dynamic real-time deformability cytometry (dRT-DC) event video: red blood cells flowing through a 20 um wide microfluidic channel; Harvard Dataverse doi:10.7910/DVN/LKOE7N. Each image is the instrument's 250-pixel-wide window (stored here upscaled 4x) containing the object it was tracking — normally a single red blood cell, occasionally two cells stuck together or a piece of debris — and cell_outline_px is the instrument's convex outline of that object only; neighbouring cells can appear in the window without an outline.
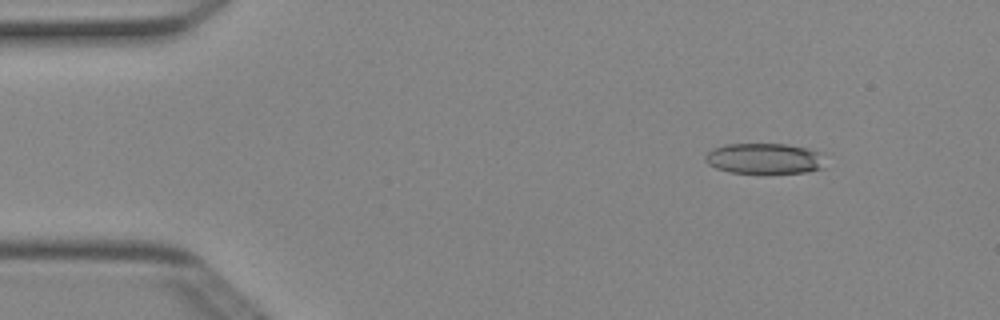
{"species": "Egyptian fruit bat (a non-hibernating species)", "species_latin": "Rousettus aegyptiacus", "temperature_condition": "cold", "stored_images_in_passage": 46, "camera_frame_rate_fps": 3000, "um_per_image_px": 0.085, "animal": {"sex": "female"}, "frame": {"image": 1, "passage_image": 2, "time_ms": 0.333, "image_size_px": [1000, 320], "cell_outline_px": [[824, 168], [804, 172], [728, 172], [716, 168], [708, 164], [704, 160], [704, 156], [712, 148], [724, 144], [784, 144], [808, 148], [824, 152]], "centroid_in_image_um": [64.99, 13.46], "position_along_channel_um": 20.0, "area_um2": 21.5}}
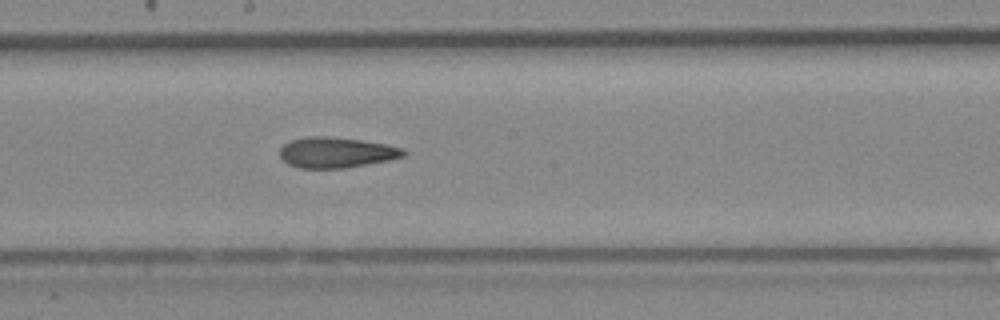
{"frame": {"image": 2, "passage_image": 23, "time_ms": 7.333, "image_size_px": [1000, 320], "cell_outline_px": [[408, 152], [404, 156], [388, 160], [344, 168], [300, 168], [288, 164], [280, 156], [280, 148], [284, 144], [292, 140], [308, 136], [328, 136], [360, 140], [384, 144], [404, 148]], "centroid_in_image_um": [28.58, 12.96], "position_along_channel_um": 219.6, "area_um2": 21.91}}
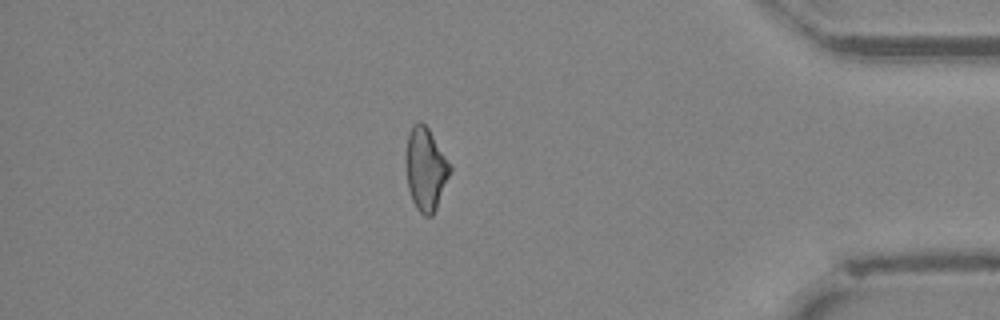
{"frame": {"image": 3, "passage_image": 39, "time_ms": 12.667, "image_size_px": [1000, 320], "cell_outline_px": [[452, 168], [436, 208], [432, 216], [424, 216], [416, 208], [412, 200], [408, 188], [404, 164], [404, 160], [408, 132], [412, 124], [420, 120], [428, 128]], "centroid_in_image_um": [36.13, 14.35], "position_along_channel_um": 399.1, "area_um2": 21.39}, "authors_computed_cell_mechanics": {"area_um2": 21.9062, "velocity_mm_per_s": 4.0428, "shape_relaxation_time_tau1_ms": null, "shape_relaxation_time_tau2_ms": 5.2902, "deformation_change_tau1": null, "deformation_change_tau2": 0.1617}}